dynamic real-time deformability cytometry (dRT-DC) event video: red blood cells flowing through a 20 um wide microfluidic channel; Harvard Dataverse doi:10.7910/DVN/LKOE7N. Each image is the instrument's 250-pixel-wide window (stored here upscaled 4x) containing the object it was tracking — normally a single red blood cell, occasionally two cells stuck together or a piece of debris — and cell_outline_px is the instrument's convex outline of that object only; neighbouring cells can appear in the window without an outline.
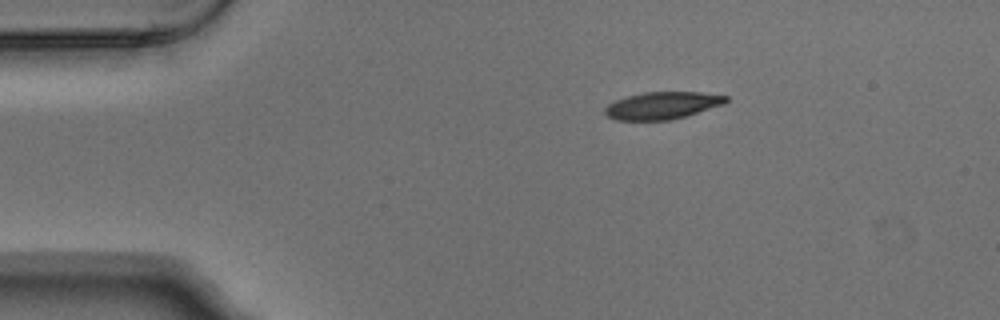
{"species": "Egyptian fruit bat (a non-hibernating species)", "species_latin": "Rousettus aegyptiacus", "temperature_condition": "warm", "stored_images_in_passage": 4, "camera_frame_rate_fps": 3000, "um_per_image_px": 0.085, "animal": {"sex": "male"}, "frame": {"image": 1, "passage_image": 1, "time_ms": 0.0, "image_size_px": [1000, 320], "cell_outline_px": [[728, 100], [724, 104], [684, 116], [668, 120], [616, 120], [608, 116], [604, 112], [604, 108], [608, 104], [616, 100], [628, 96], [644, 92], [700, 92], [728, 96]], "centroid_in_image_um": [56.28, 8.96], "position_along_channel_um": 28.7, "area_um2": 19.02}}
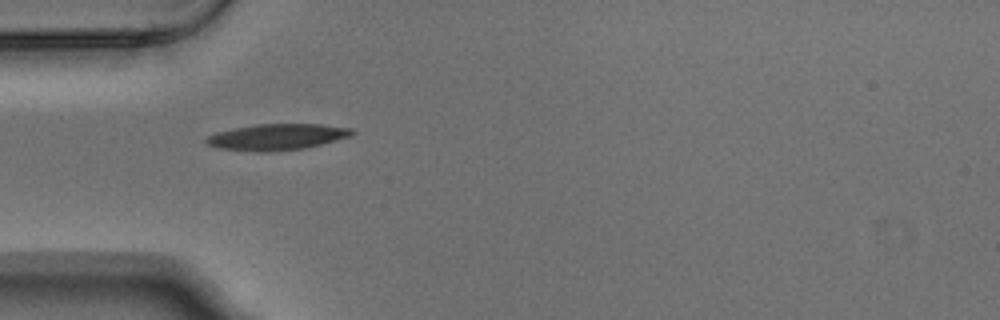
{"frame": {"image": 2, "passage_image": 3, "time_ms": 0.667, "image_size_px": [1000, 320], "cell_outline_px": [[356, 132], [348, 136], [320, 144], [304, 148], [268, 152], [260, 152], [216, 148], [208, 144], [204, 140], [208, 136], [216, 132], [256, 124], [320, 124], [352, 128]], "centroid_in_image_um": [23.51, 11.64], "position_along_channel_um": 61.5, "area_um2": 22.02}}
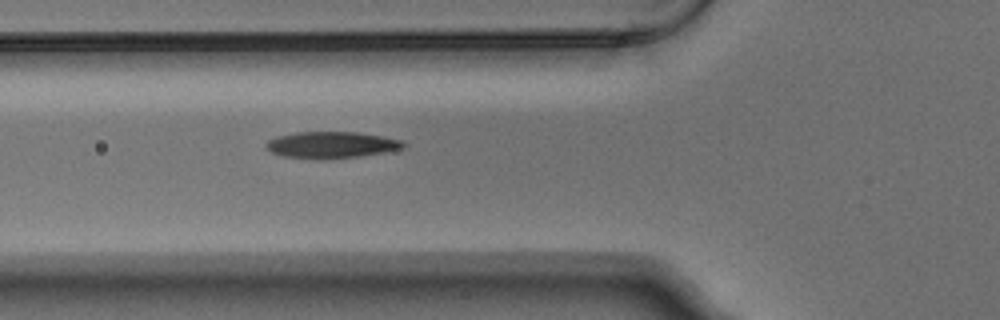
{"frame": {"image": 3, "passage_image": 4, "time_ms": 1.0, "image_size_px": [1000, 320], "cell_outline_px": [[408, 144], [404, 148], [384, 152], [360, 156], [324, 160], [316, 160], [284, 156], [272, 152], [264, 148], [264, 144], [268, 140], [276, 136], [296, 132], [356, 132], [384, 136], [404, 140]], "centroid_in_image_um": [28.17, 12.32], "position_along_channel_um": 97.6, "area_um2": 21.68}}